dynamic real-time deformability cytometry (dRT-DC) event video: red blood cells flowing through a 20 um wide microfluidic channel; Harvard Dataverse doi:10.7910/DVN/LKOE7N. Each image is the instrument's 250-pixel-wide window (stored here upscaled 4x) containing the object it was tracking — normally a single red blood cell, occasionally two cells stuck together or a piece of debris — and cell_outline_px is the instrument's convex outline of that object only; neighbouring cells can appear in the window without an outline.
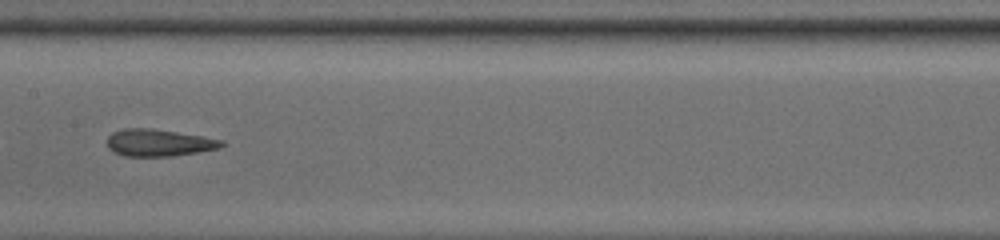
{"species": "common noctule bat (a hibernating species)", "species_latin": "Nyctalus noctula", "temperature_condition": "room temperature", "stored_images_in_passage": 35, "camera_frame_rate_fps": 3000, "um_per_image_px": 0.085, "animal": {"sex": "male", "body_mass_g": 13.0, "forearm_length_mm": 53.1}, "frame": {"image": 1, "passage_image": 11, "time_ms": 3.333, "image_size_px": [1000, 240], "cell_outline_px": [[224, 144], [220, 148], [172, 156], [124, 156], [108, 148], [108, 136], [112, 132], [124, 128], [148, 128], [176, 132], [224, 140]], "centroid_in_image_um": [13.48, 12.13], "position_along_channel_um": 193.9, "area_um2": 17.8}}
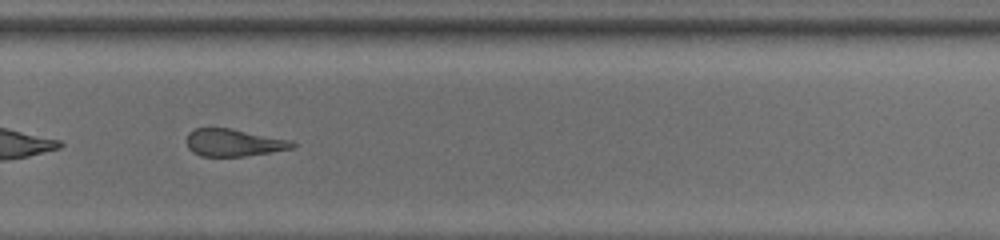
{"frame": {"image": 2, "passage_image": 20, "time_ms": 6.333, "image_size_px": [1000, 240], "cell_outline_px": [[296, 148], [244, 156], [200, 156], [192, 152], [188, 148], [188, 132], [196, 128], [232, 128], [292, 140], [296, 144]], "centroid_in_image_um": [19.9, 12.12], "position_along_channel_um": 309.9, "area_um2": 16.94}, "authors_computed_cell_mechanics": {"area_um2": 18.4382, "velocity_mm_per_s": 3.8962, "shape_relaxation_time_tau1_ms": null, "shape_relaxation_time_tau2_ms": 1.4614, "deformation_change_tau1": null, "deformation_change_tau2": 0.1031}}